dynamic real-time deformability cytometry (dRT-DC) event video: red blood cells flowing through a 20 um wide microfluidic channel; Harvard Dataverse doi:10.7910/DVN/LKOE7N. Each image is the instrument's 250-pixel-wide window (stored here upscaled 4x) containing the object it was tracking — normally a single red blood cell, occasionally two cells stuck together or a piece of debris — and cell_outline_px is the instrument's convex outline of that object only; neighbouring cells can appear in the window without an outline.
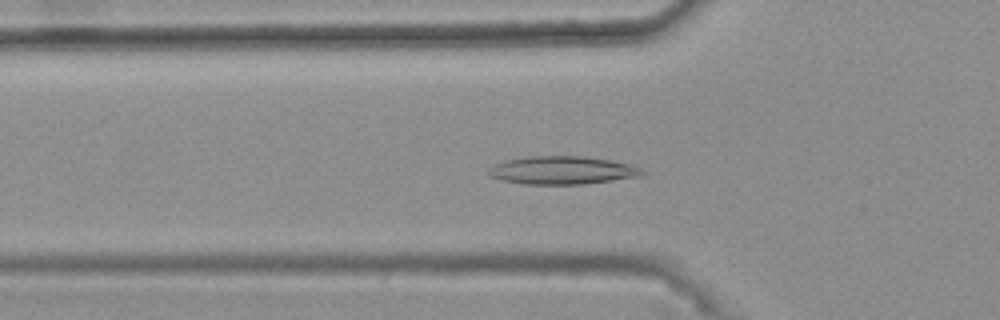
{"species": "common noctule bat (a hibernating species)", "species_latin": "Nyctalus noctula", "temperature_condition": "warm", "stored_images_in_passage": 36, "camera_frame_rate_fps": 3000, "um_per_image_px": 0.085, "animal": {"sex": "female", "body_mass_g": 25.1}, "frame": {"image": 1, "passage_image": 8, "time_ms": 2.333, "image_size_px": [1000, 320], "cell_outline_px": [[648, 172], [640, 176], [584, 184], [524, 184], [500, 180], [488, 176], [488, 168], [504, 160], [524, 156], [584, 156], [612, 160], [632, 164]], "centroid_in_image_um": [47.78, 14.46], "position_along_channel_um": 78.0, "area_um2": 25.43}}
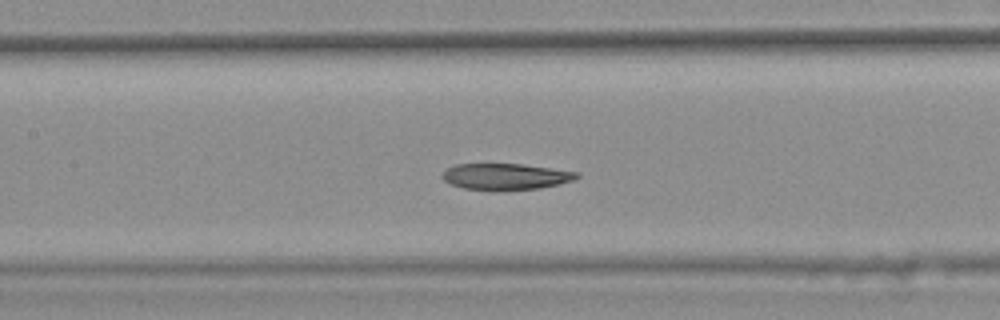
{"frame": {"image": 2, "passage_image": 15, "time_ms": 4.667, "image_size_px": [1000, 320], "cell_outline_px": [[580, 176], [572, 180], [560, 184], [540, 188], [464, 188], [452, 184], [444, 180], [440, 176], [448, 168], [456, 164], [524, 164], [580, 172]], "centroid_in_image_um": [43.03, 14.97], "position_along_channel_um": 164.4, "area_um2": 19.88}}
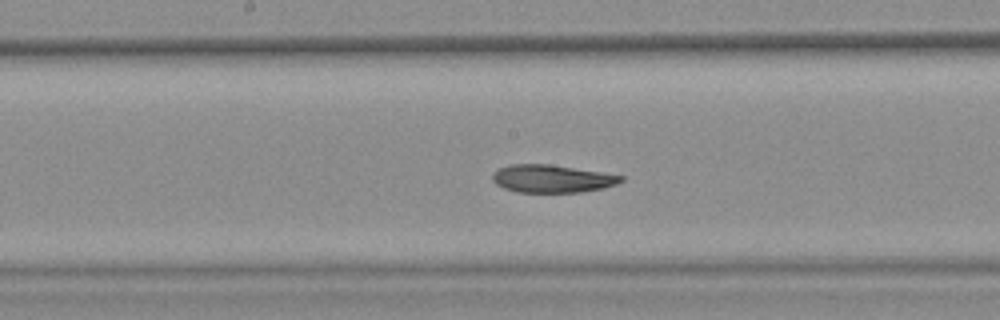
{"frame": {"image": 3, "passage_image": 18, "time_ms": 5.667, "image_size_px": [1000, 320], "cell_outline_px": [[624, 180], [616, 184], [604, 188], [580, 192], [516, 192], [504, 188], [496, 184], [492, 180], [492, 172], [508, 164], [548, 164], [600, 172], [624, 176]], "centroid_in_image_um": [46.88, 15.19], "position_along_channel_um": 201.3, "area_um2": 20.75}, "authors_computed_cell_mechanics": {"area_um2": 21.8484, "velocity_mm_per_s": 3.7007, "shape_relaxation_time_tau1_ms": null, "shape_relaxation_time_tau2_ms": 5.8884, "deformation_change_tau1": null, "deformation_change_tau2": 0.1077}}